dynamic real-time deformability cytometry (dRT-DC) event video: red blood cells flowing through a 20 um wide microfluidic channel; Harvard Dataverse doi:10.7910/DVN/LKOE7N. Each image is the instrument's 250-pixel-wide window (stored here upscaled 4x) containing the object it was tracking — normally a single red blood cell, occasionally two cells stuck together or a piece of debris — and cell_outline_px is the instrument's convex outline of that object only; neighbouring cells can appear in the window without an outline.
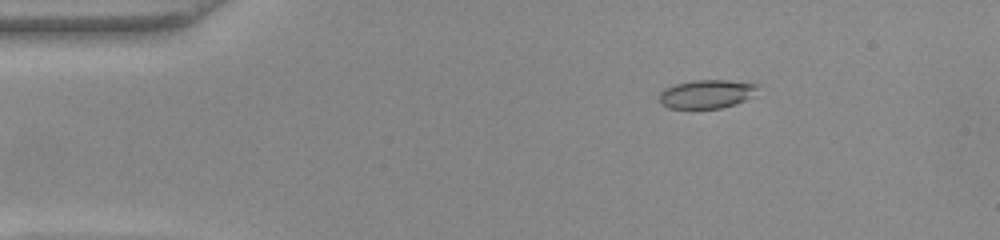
{"species": "common noctule bat (a hibernating species)", "species_latin": "Nyctalus noctula", "temperature_condition": "warm", "stored_images_in_passage": 47, "camera_frame_rate_fps": 3000, "um_per_image_px": 0.085, "animal": {"sex": "female", "body_mass_g": 22.0, "forearm_length_mm": 56.7}, "frame": {"image": 1, "passage_image": 5, "time_ms": 1.333, "image_size_px": [1000, 240], "cell_outline_px": [[760, 84], [744, 100], [736, 104], [720, 108], [668, 108], [660, 104], [660, 92], [664, 88], [676, 84], [692, 80], [728, 80]], "centroid_in_image_um": [60.0, 7.98], "position_along_channel_um": 25.0, "area_um2": 16.18}}
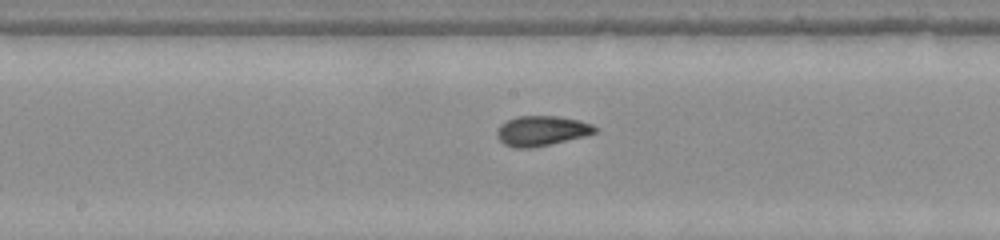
{"frame": {"image": 2, "passage_image": 23, "time_ms": 7.333, "image_size_px": [1000, 240], "cell_outline_px": [[596, 132], [584, 136], [532, 148], [512, 148], [504, 144], [496, 136], [496, 132], [500, 124], [516, 116], [556, 116], [580, 120], [592, 124], [596, 128]], "centroid_in_image_um": [46.0, 11.12], "position_along_channel_um": 202.2, "area_um2": 17.11}}
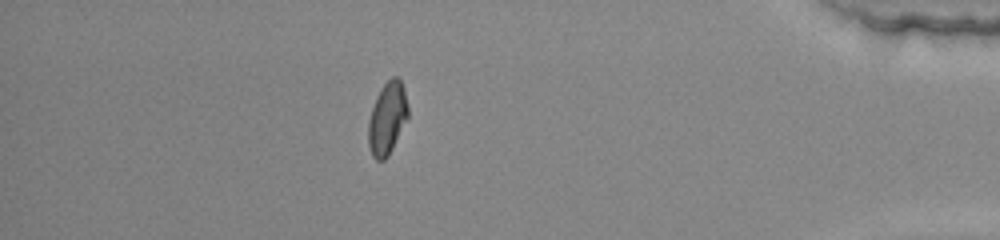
{"frame": {"image": 3, "passage_image": 41, "time_ms": 13.333, "image_size_px": [1000, 240], "cell_outline_px": [[408, 116], [388, 156], [384, 160], [376, 160], [372, 156], [368, 144], [368, 120], [376, 96], [380, 88], [392, 76], [396, 76], [400, 80], [404, 88], [408, 108]], "centroid_in_image_um": [32.9, 10.04], "position_along_channel_um": 402.3, "area_um2": 16.65}, "authors_computed_cell_mechanics": {"area_um2": 16.5308, "velocity_mm_per_s": 4.0844, "shape_relaxation_time_tau1_ms": null, "shape_relaxation_time_tau2_ms": 0.9006, "deformation_change_tau1": null, "deformation_change_tau2": 0.0525}}